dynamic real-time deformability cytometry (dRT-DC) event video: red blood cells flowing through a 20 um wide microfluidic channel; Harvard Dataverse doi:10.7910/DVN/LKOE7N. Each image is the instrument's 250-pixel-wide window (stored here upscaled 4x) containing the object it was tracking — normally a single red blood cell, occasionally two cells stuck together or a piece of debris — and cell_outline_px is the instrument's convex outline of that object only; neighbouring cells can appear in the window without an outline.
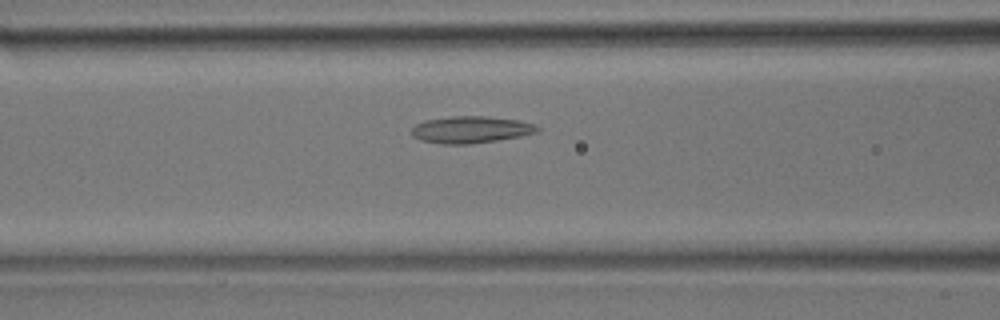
{"species": "common noctule bat (a hibernating species)", "species_latin": "Nyctalus noctula", "temperature_condition": "room temperature", "stored_images_in_passage": 31, "camera_frame_rate_fps": 3000, "um_per_image_px": 0.085, "animal": {"sex": "male", "body_mass_g": 17.9}, "frame": {"image": 1, "passage_image": 12, "time_ms": 3.667, "image_size_px": [1000, 320], "cell_outline_px": [[540, 132], [500, 140], [468, 144], [444, 144], [420, 140], [412, 136], [412, 128], [416, 124], [424, 120], [452, 116], [484, 116], [520, 120], [536, 124], [540, 128]], "centroid_in_image_um": [40.06, 11.02], "position_along_channel_um": 126.5, "area_um2": 19.88}}
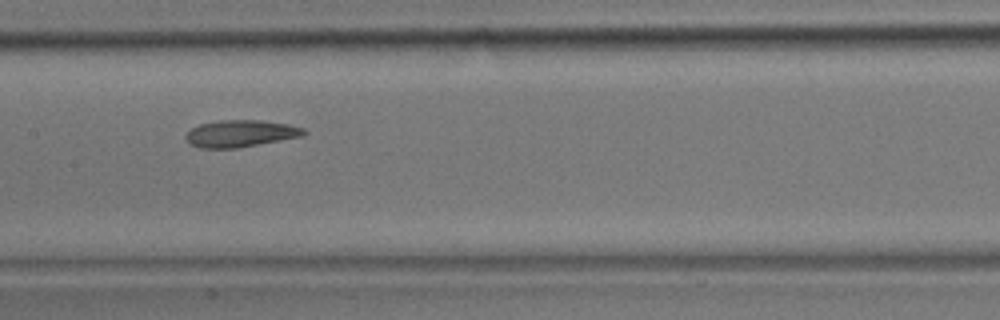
{"frame": {"image": 2, "passage_image": 16, "time_ms": 5.0, "image_size_px": [1000, 320], "cell_outline_px": [[308, 132], [304, 136], [236, 148], [200, 148], [188, 144], [184, 136], [192, 128], [200, 124], [220, 120], [260, 120], [288, 124], [304, 128]], "centroid_in_image_um": [20.45, 11.35], "position_along_channel_um": 187.0, "area_um2": 18.61}}
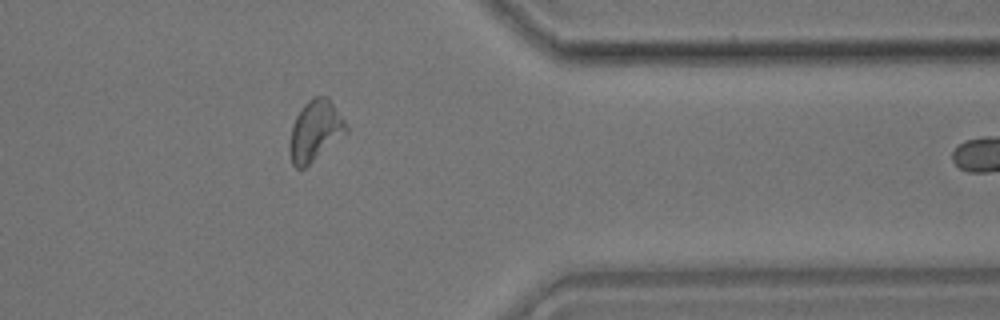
{"frame": {"image": 3, "passage_image": 30, "time_ms": 9.667, "image_size_px": [1000, 320], "cell_outline_px": [[348, 132], [304, 168], [296, 168], [292, 164], [288, 152], [288, 144], [292, 128], [296, 116], [304, 104], [308, 100], [316, 96], [328, 96], [348, 124]], "centroid_in_image_um": [26.79, 11.11], "position_along_channel_um": 384.6, "area_um2": 20.11}}